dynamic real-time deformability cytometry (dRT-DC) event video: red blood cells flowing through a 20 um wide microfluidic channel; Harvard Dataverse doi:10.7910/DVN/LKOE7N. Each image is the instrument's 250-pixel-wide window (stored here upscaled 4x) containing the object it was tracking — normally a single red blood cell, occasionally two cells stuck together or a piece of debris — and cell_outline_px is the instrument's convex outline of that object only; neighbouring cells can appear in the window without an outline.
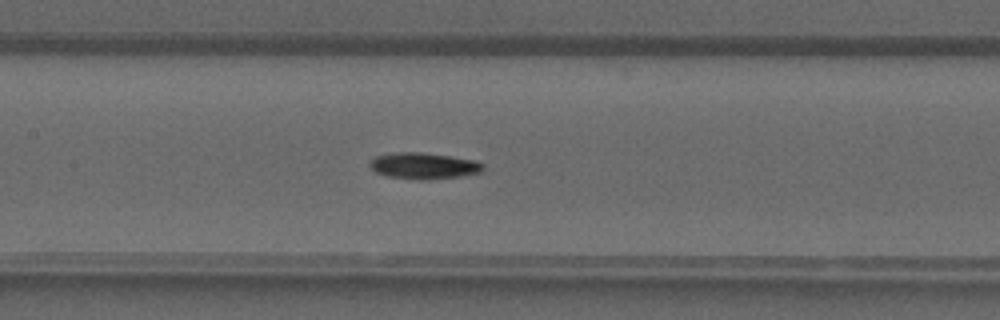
{"species": "common noctule bat (a hibernating species)", "species_latin": "Nyctalus noctula", "temperature_condition": "warm", "stored_images_in_passage": 41, "camera_frame_rate_fps": 3000, "um_per_image_px": 0.085, "animal": {"sex": "male", "forearm_length_mm": 52.5}, "frame": {"image": 1, "passage_image": 20, "time_ms": 6.333, "image_size_px": [1000, 320], "cell_outline_px": [[484, 168], [480, 172], [460, 176], [428, 180], [416, 180], [388, 176], [376, 172], [368, 164], [376, 156], [392, 152], [420, 152], [476, 160], [484, 164]], "centroid_in_image_um": [36.01, 14.09], "position_along_channel_um": 171.4, "area_um2": 17.34}}
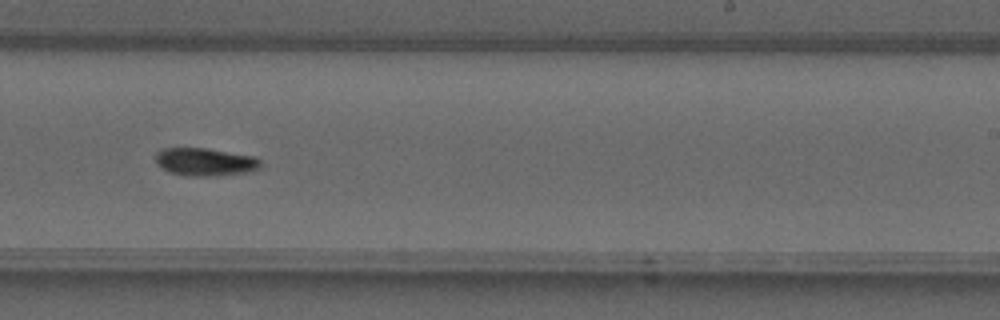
{"frame": {"image": 2, "passage_image": 26, "time_ms": 8.333, "image_size_px": [1000, 320], "cell_outline_px": [[260, 168], [252, 172], [212, 176], [188, 176], [168, 172], [160, 168], [156, 164], [156, 152], [164, 148], [208, 148], [256, 156], [260, 160]], "centroid_in_image_um": [17.44, 13.76], "position_along_channel_um": 271.6, "area_um2": 17.4}}
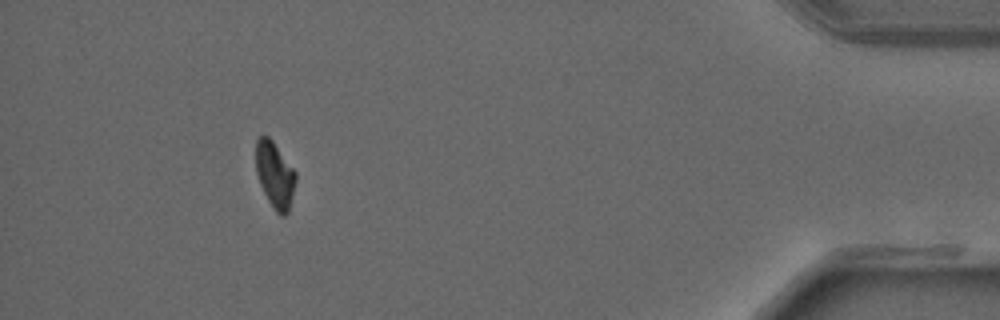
{"frame": {"image": 3, "passage_image": 38, "time_ms": 12.333, "image_size_px": [1000, 320], "cell_outline_px": [[296, 180], [288, 212], [284, 216], [280, 216], [272, 208], [260, 184], [256, 172], [256, 140], [260, 136], [268, 136], [272, 140], [296, 172]], "centroid_in_image_um": [23.36, 14.88], "position_along_channel_um": 411.8, "area_um2": 15.26}}